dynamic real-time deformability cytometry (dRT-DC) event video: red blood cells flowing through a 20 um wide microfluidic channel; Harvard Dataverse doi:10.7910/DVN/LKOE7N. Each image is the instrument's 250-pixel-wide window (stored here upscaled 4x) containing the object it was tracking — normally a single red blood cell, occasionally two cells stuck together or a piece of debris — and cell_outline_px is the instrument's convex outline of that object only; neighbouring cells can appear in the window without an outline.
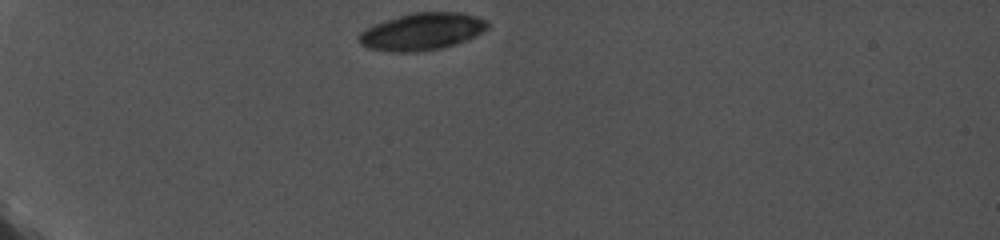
{"species": "common noctule bat (a hibernating species)", "species_latin": "Nyctalus noctula", "temperature_condition": "cold", "stored_images_in_passage": 10, "camera_frame_rate_fps": 5000, "um_per_image_px": 0.085, "animal": {"sex": "female", "body_mass_g": 19.0, "forearm_length_mm": 56.7}, "frame": {"image": 1, "passage_image": 1, "time_ms": 0.0, "image_size_px": [1000, 240], "cell_outline_px": [[488, 28], [484, 32], [476, 36], [444, 48], [416, 52], [392, 52], [368, 48], [360, 44], [360, 32], [376, 24], [412, 12], [464, 12], [488, 20]], "centroid_in_image_um": [35.94, 2.69], "position_along_channel_um": 49.1, "area_um2": 27.8}}